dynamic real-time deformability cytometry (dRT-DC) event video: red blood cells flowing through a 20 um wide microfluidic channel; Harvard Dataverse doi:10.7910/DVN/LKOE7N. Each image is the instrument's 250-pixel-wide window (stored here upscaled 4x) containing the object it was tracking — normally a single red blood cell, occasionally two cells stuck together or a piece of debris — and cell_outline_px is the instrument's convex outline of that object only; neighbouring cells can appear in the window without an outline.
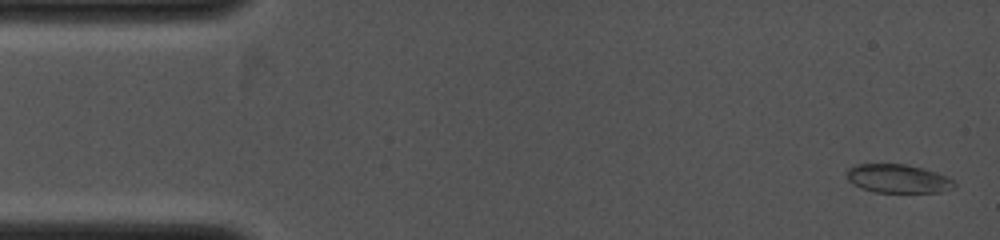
{"species": "common noctule bat (a hibernating species)", "species_latin": "Nyctalus noctula", "temperature_condition": "cold", "stored_images_in_passage": 42, "camera_frame_rate_fps": 4000, "um_per_image_px": 0.085, "animal": {"sex": "female", "body_mass_g": 19.0, "forearm_length_mm": 53.3}, "frame": {"image": 1, "passage_image": 3, "time_ms": 0.25, "image_size_px": [1000, 240], "cell_outline_px": [[956, 188], [940, 192], [872, 192], [860, 188], [852, 184], [848, 180], [844, 172], [848, 168], [856, 164], [904, 164], [924, 168], [948, 176], [956, 184]], "centroid_in_image_um": [76.31, 15.18], "position_along_channel_um": 8.7, "area_um2": 18.26}}
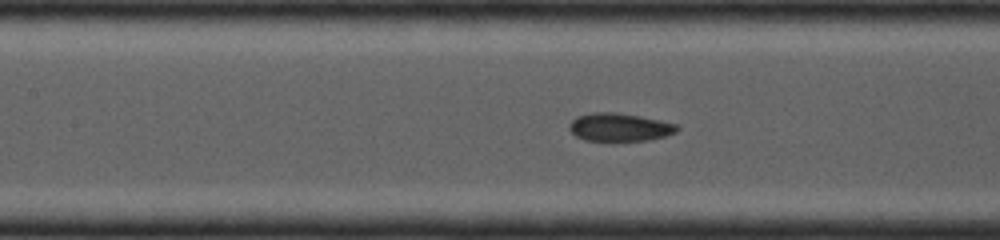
{"frame": {"image": 2, "passage_image": 27, "time_ms": 5.5, "image_size_px": [1000, 240], "cell_outline_px": [[680, 128], [676, 132], [664, 136], [648, 140], [612, 144], [584, 140], [576, 136], [568, 128], [568, 124], [576, 116], [596, 112], [616, 112], [640, 116], [676, 124]], "centroid_in_image_um": [52.61, 10.86], "position_along_channel_um": 154.8, "area_um2": 18.38}}
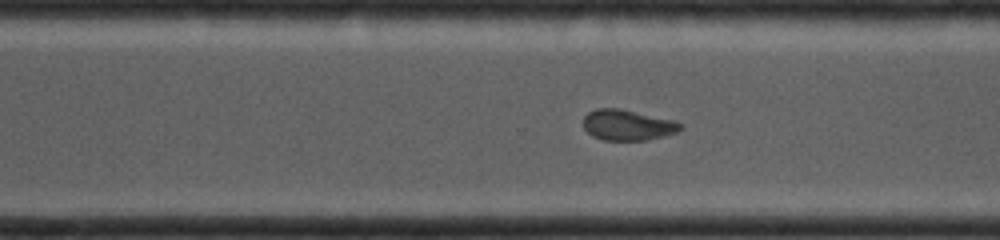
{"frame": {"image": 3, "passage_image": 42, "time_ms": 8.75, "image_size_px": [1000, 240], "cell_outline_px": [[684, 128], [676, 132], [664, 136], [648, 140], [604, 140], [592, 136], [584, 128], [584, 116], [588, 112], [596, 108], [620, 108], [676, 120], [684, 124]], "centroid_in_image_um": [53.39, 10.62], "position_along_channel_um": 317.2, "area_um2": 17.63}}